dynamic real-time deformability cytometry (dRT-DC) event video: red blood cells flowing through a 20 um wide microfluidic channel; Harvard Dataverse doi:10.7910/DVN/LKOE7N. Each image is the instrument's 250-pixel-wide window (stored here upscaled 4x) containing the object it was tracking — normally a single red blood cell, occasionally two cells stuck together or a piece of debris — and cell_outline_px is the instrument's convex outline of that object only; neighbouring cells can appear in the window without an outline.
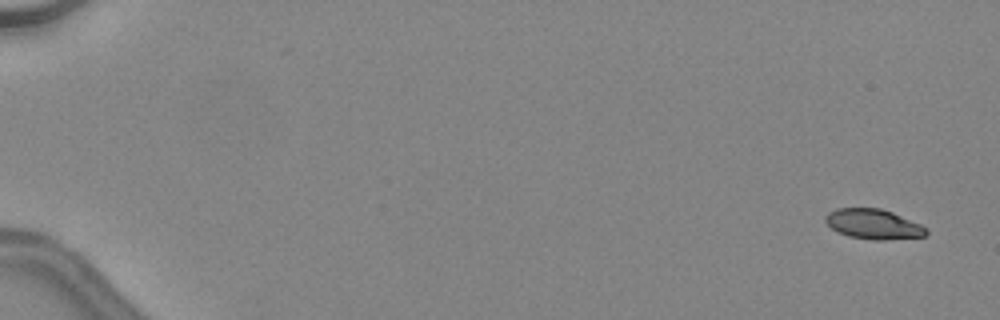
{"species": "common noctule bat (a hibernating species)", "species_latin": "Nyctalus noctula", "temperature_condition": "warm", "stored_images_in_passage": 49, "camera_frame_rate_fps": 3000, "um_per_image_px": 0.085, "animal": {"sex": "female", "body_mass_g": 24.6, "forearm_length_mm": 56.2}, "frame": {"image": 1, "passage_image": 3, "time_ms": 0.667, "image_size_px": [1000, 320], "cell_outline_px": [[928, 232], [924, 236], [884, 240], [872, 240], [848, 236], [836, 232], [824, 220], [824, 216], [828, 212], [836, 208], [880, 208], [892, 212], [920, 224], [928, 228]], "centroid_in_image_um": [74.21, 19.05], "position_along_channel_um": 10.8, "area_um2": 17.69}}
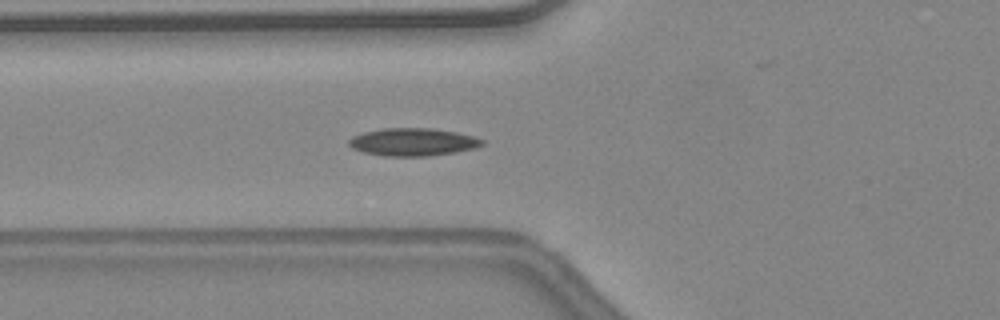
{"frame": {"image": 2, "passage_image": 21, "time_ms": 6.667, "image_size_px": [1000, 320], "cell_outline_px": [[484, 144], [476, 148], [456, 152], [428, 156], [384, 156], [364, 152], [352, 148], [348, 144], [348, 140], [352, 136], [364, 132], [384, 128], [432, 128], [456, 132], [472, 136], [484, 140]], "centroid_in_image_um": [35.09, 12.07], "position_along_channel_um": 90.7, "area_um2": 21.56}}
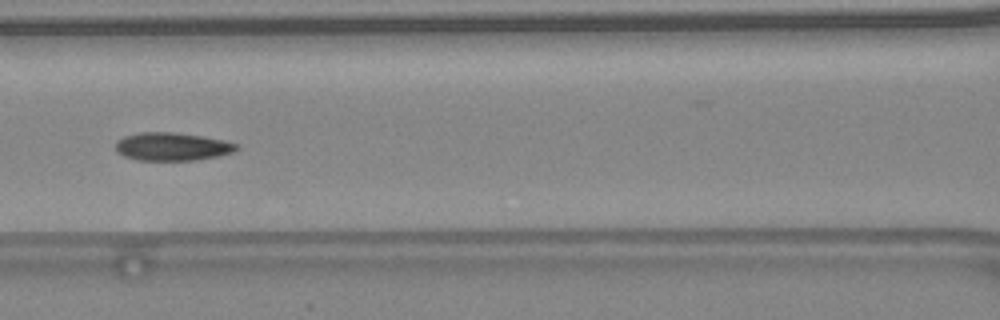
{"frame": {"image": 3, "passage_image": 25, "time_ms": 8.0, "image_size_px": [1000, 320], "cell_outline_px": [[240, 148], [236, 152], [196, 160], [136, 160], [124, 156], [116, 152], [116, 140], [124, 136], [140, 132], [172, 132], [200, 136], [224, 140], [236, 144]], "centroid_in_image_um": [14.61, 12.46], "position_along_channel_um": 152.0, "area_um2": 19.83}, "authors_computed_cell_mechanics": {"area_um2": 19.4208, "velocity_mm_per_s": 4.5254, "shape_relaxation_time_tau1_ms": 6.9258, "shape_relaxation_time_tau2_ms": 2.1961, "deformation_change_tau1": 0.1873, "deformation_change_tau2": 0.0784}}